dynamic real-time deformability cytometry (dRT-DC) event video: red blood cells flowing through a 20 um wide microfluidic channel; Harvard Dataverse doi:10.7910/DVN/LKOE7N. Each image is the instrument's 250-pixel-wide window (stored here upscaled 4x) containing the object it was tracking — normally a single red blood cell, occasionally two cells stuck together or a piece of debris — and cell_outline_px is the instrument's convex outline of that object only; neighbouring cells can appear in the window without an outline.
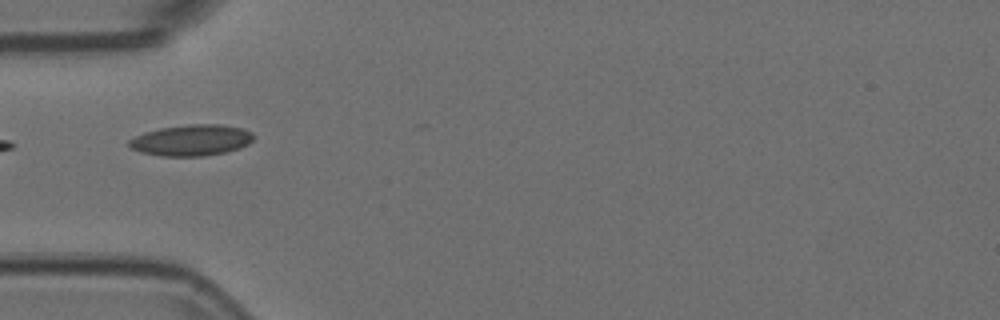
{"species": "Egyptian fruit bat (a non-hibernating species)", "species_latin": "Rousettus aegyptiacus", "temperature_condition": "room temperature", "stored_images_in_passage": 2, "camera_frame_rate_fps": 3000, "um_per_image_px": 0.085, "animal": {"sex": "female"}, "frame": {"image": 1, "passage_image": 1, "time_ms": 0.0, "image_size_px": [1000, 320], "cell_outline_px": [[256, 136], [248, 144], [240, 148], [224, 152], [204, 156], [160, 156], [140, 152], [132, 148], [128, 144], [128, 140], [144, 132], [160, 128], [188, 124], [220, 124], [244, 128], [252, 132]], "centroid_in_image_um": [16.29, 11.91], "position_along_channel_um": 68.7, "area_um2": 22.72}}
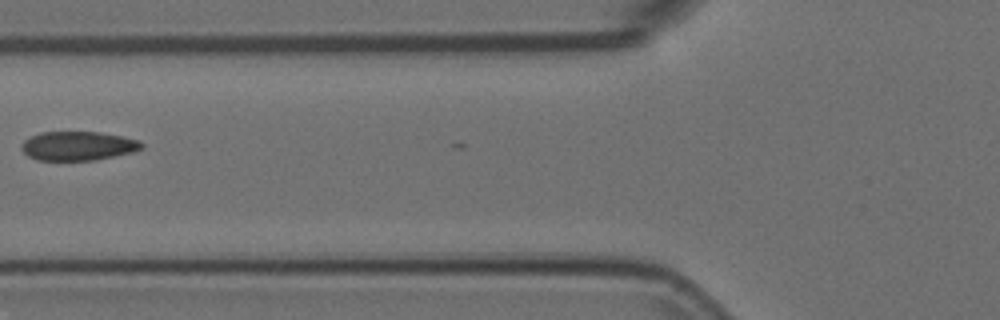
{"frame": {"image": 2, "passage_image": 2, "time_ms": 0.333, "image_size_px": [1000, 320], "cell_outline_px": [[144, 148], [132, 152], [96, 160], [36, 160], [28, 156], [20, 148], [24, 140], [32, 136], [44, 132], [100, 132], [140, 140], [144, 144]], "centroid_in_image_um": [6.65, 12.41], "position_along_channel_um": 119.2, "area_um2": 20.29}}